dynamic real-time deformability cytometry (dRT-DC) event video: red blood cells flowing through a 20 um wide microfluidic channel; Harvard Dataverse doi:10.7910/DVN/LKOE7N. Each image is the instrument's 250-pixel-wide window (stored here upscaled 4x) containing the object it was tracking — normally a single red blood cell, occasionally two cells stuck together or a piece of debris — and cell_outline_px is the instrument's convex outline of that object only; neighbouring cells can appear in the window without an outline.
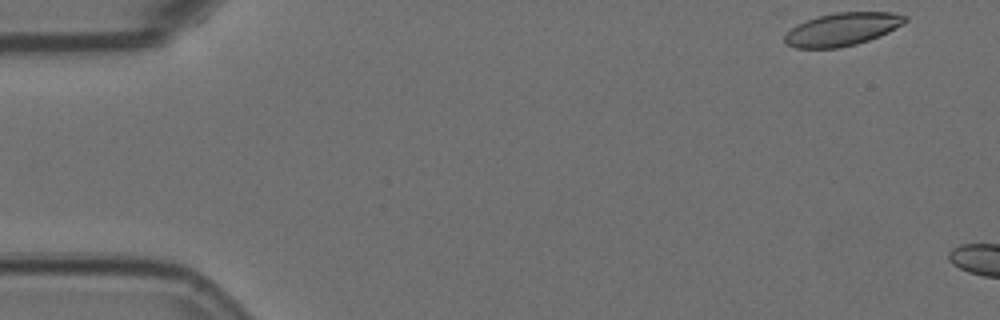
{"species": "Egyptian fruit bat (a non-hibernating species)", "species_latin": "Rousettus aegyptiacus", "temperature_condition": "room temperature", "stored_images_in_passage": 5, "camera_frame_rate_fps": 3000, "um_per_image_px": 0.085, "animal": {"sex": "female"}, "frame": {"image": 1, "passage_image": 1, "time_ms": 0.0, "image_size_px": [1000, 320], "cell_outline_px": [[908, 20], [904, 24], [880, 36], [856, 44], [840, 48], [796, 48], [784, 44], [784, 36], [796, 24], [820, 16], [836, 12], [892, 12], [908, 16]], "centroid_in_image_um": [71.61, 2.49], "position_along_channel_um": 13.4, "area_um2": 23.18}}